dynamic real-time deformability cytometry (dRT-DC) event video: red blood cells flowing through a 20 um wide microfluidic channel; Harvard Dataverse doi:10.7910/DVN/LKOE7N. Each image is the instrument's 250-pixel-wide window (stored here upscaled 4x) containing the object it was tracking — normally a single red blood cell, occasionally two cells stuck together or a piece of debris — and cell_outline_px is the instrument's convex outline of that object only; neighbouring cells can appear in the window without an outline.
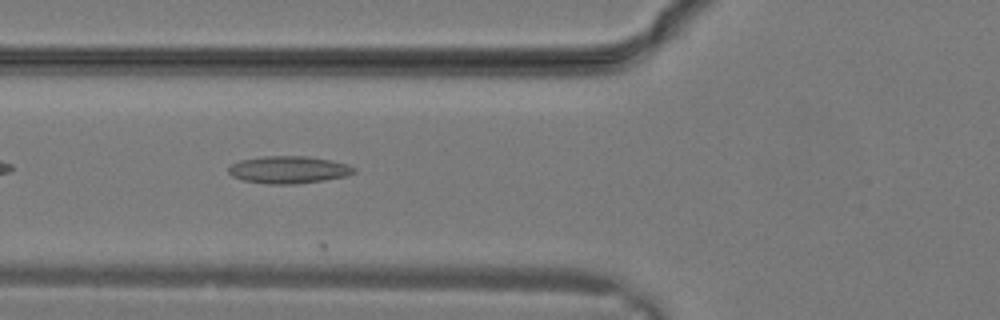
{"species": "common noctule bat (a hibernating species)", "species_latin": "Nyctalus noctula", "temperature_condition": "warm", "stored_images_in_passage": 16, "camera_frame_rate_fps": 3000, "um_per_image_px": 0.085, "animal": {"sex": "male", "body_mass_g": 19.2, "forearm_length_mm": 51.8}, "frame": {"image": 1, "passage_image": 11, "time_ms": 3.333, "image_size_px": [1000, 320], "cell_outline_px": [[356, 172], [344, 176], [324, 180], [296, 184], [268, 184], [244, 180], [232, 176], [228, 172], [228, 168], [232, 164], [240, 160], [264, 156], [308, 156], [348, 164], [356, 168]], "centroid_in_image_um": [24.53, 14.42], "position_along_channel_um": 101.3, "area_um2": 19.88}}
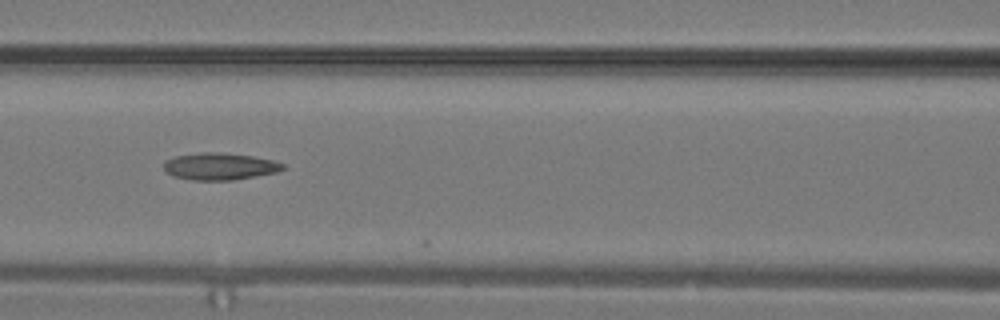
{"frame": {"image": 2, "passage_image": 13, "time_ms": 4.0, "image_size_px": [1000, 320], "cell_outline_px": [[284, 168], [276, 172], [232, 180], [192, 180], [172, 176], [164, 168], [164, 160], [176, 156], [204, 152], [212, 152], [252, 156], [272, 160], [284, 164]], "centroid_in_image_um": [18.64, 14.14], "position_along_channel_um": 148.0, "area_um2": 18.44}}
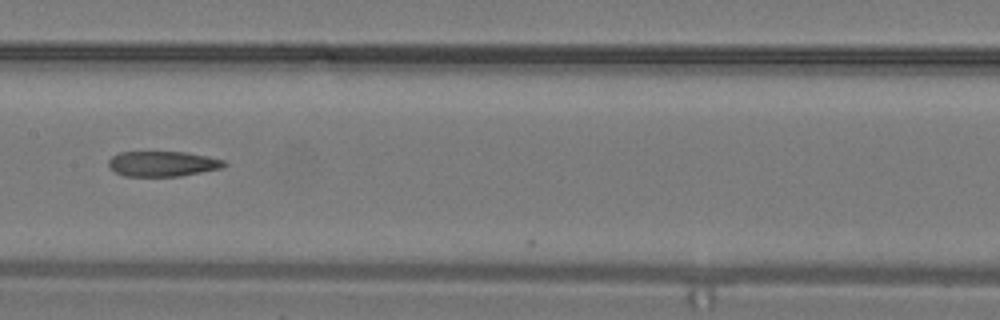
{"frame": {"image": 3, "passage_image": 15, "time_ms": 4.667, "image_size_px": [1000, 320], "cell_outline_px": [[228, 164], [224, 168], [180, 176], [124, 176], [108, 168], [108, 160], [112, 156], [120, 152], [188, 152], [208, 156], [224, 160]], "centroid_in_image_um": [13.84, 13.92], "position_along_channel_um": 193.6, "area_um2": 17.22}}